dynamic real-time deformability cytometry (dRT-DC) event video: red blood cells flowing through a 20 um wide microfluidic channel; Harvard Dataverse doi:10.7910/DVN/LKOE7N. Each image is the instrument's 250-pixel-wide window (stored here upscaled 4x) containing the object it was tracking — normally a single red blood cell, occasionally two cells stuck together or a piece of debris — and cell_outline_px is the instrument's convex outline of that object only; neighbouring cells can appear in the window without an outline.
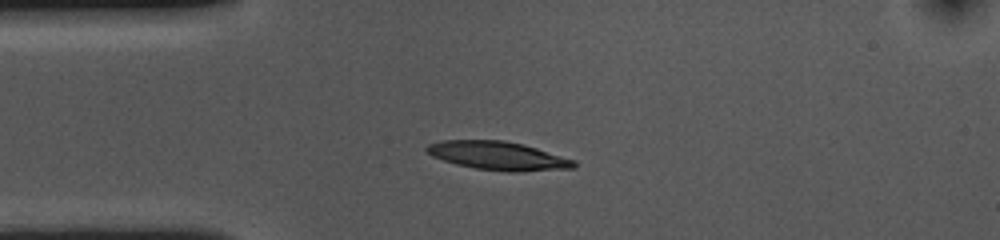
{"species": "common noctule bat (a hibernating species)", "species_latin": "Nyctalus noctula", "temperature_condition": "cold", "stored_images_in_passage": 43, "camera_frame_rate_fps": 3000, "um_per_image_px": 0.085, "animal": {"sex": "female", "body_mass_g": 10.0, "forearm_length_mm": 53.1}, "frame": {"image": 1, "passage_image": 1, "time_ms": 0.0, "image_size_px": [1000, 240], "cell_outline_px": [[576, 168], [520, 172], [508, 172], [476, 168], [456, 164], [432, 156], [424, 148], [428, 144], [440, 140], [504, 140], [524, 144], [576, 160]], "centroid_in_image_um": [42.37, 13.24], "position_along_channel_um": 42.6, "area_um2": 24.62}}
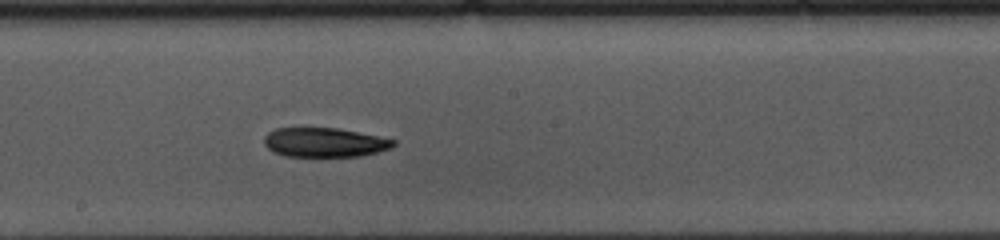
{"frame": {"image": 2, "passage_image": 17, "time_ms": 5.333, "image_size_px": [1000, 240], "cell_outline_px": [[396, 144], [392, 148], [360, 156], [284, 156], [272, 152], [264, 144], [264, 136], [268, 132], [276, 128], [336, 128], [396, 140]], "centroid_in_image_um": [27.55, 12.11], "position_along_channel_um": 220.7, "area_um2": 21.96}}
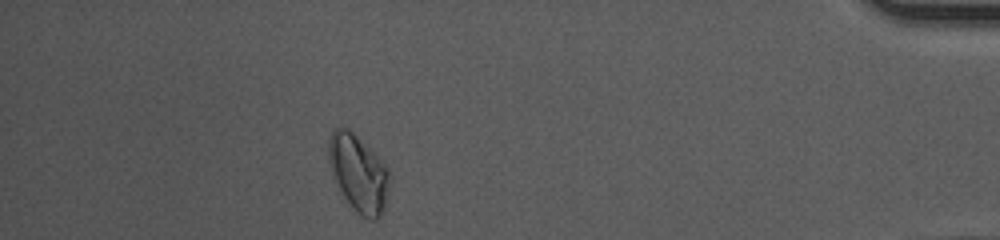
{"frame": {"image": 3, "passage_image": 37, "time_ms": 12.0, "image_size_px": [1000, 240], "cell_outline_px": [[388, 184], [384, 208], [380, 216], [376, 220], [372, 220], [360, 216], [352, 208], [344, 196], [332, 176], [328, 160], [328, 140], [332, 132], [340, 124], [348, 128], [384, 164], [388, 172]], "centroid_in_image_um": [30.41, 14.72], "position_along_channel_um": 404.8, "area_um2": 26.82}, "authors_computed_cell_mechanics": {"area_um2": 23.4668, "velocity_mm_per_s": 3.5898, "shape_relaxation_time_tau1_ms": 3.1182, "shape_relaxation_time_tau2_ms": null, "deformation_change_tau1": 0.1311, "deformation_change_tau2": null}}